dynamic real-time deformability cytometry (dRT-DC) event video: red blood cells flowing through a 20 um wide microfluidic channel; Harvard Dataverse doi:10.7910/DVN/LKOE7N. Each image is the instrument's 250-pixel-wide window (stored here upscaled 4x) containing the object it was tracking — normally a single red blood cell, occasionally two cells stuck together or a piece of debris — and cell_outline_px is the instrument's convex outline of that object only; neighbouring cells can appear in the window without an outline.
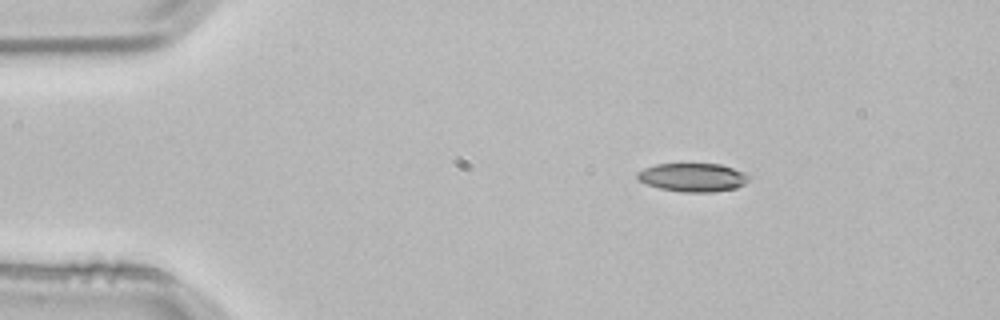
{"species": "common noctule bat (a hibernating species)", "species_latin": "Nyctalus noctula", "temperature_condition": "room temperature", "stored_images_in_passage": 2, "camera_frame_rate_fps": 3000, "um_per_image_px": 0.085, "animal": {"sex": "male", "body_mass_g": 21.5, "forearm_length_mm": 52.0}, "frame": {"image": 1, "passage_image": 1, "time_ms": 0.0, "image_size_px": [1000, 320], "cell_outline_px": [[748, 180], [744, 184], [736, 188], [712, 192], [684, 192], [660, 188], [648, 184], [640, 180], [636, 176], [636, 172], [644, 168], [656, 164], [720, 164], [732, 168], [748, 176]], "centroid_in_image_um": [58.85, 15.08], "position_along_channel_um": 26.1, "area_um2": 18.21}}
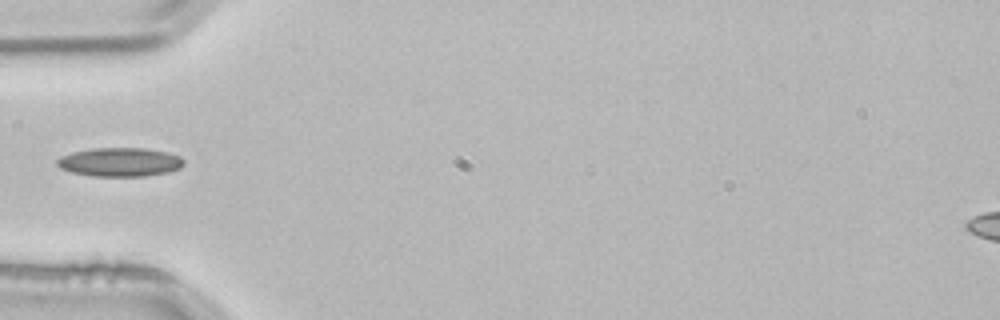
{"frame": {"image": 2, "passage_image": 2, "time_ms": 0.333, "image_size_px": [1000, 320], "cell_outline_px": [[184, 164], [180, 168], [168, 172], [144, 176], [92, 176], [72, 172], [60, 168], [56, 164], [56, 160], [60, 156], [72, 152], [92, 148], [144, 148], [168, 152], [180, 156], [184, 160]], "centroid_in_image_um": [10.18, 13.77], "position_along_channel_um": 74.8, "area_um2": 21.39}}